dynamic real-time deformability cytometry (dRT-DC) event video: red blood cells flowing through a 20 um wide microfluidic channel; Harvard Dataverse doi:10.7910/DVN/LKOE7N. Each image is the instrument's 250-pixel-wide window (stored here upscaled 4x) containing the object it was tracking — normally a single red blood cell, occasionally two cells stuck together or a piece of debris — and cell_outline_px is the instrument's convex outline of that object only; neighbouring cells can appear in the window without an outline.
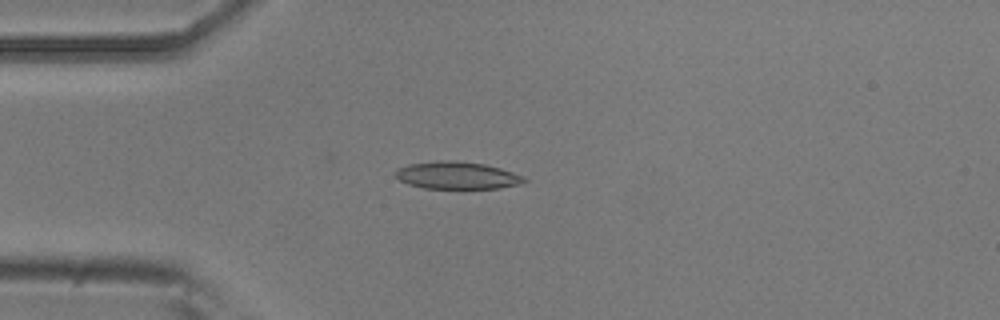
{"species": "common noctule bat (a hibernating species)", "species_latin": "Nyctalus noctula", "temperature_condition": "room temperature", "stored_images_in_passage": 3, "camera_frame_rate_fps": 3000, "um_per_image_px": 0.085, "animal": {"sex": "male", "body_mass_g": 20.5, "forearm_length_mm": 52.5}, "frame": {"image": 1, "passage_image": 2, "time_ms": 0.333, "image_size_px": [1000, 320], "cell_outline_px": [[528, 180], [524, 184], [500, 188], [424, 188], [408, 184], [400, 180], [396, 176], [396, 168], [408, 164], [440, 160], [456, 160], [484, 164], [500, 168], [524, 176]], "centroid_in_image_um": [38.88, 14.9], "position_along_channel_um": 46.1, "area_um2": 20.63}}